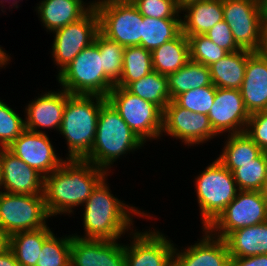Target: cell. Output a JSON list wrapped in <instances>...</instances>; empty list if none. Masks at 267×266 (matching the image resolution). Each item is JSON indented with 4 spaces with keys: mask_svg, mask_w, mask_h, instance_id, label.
<instances>
[{
    "mask_svg": "<svg viewBox=\"0 0 267 266\" xmlns=\"http://www.w3.org/2000/svg\"><path fill=\"white\" fill-rule=\"evenodd\" d=\"M108 173L85 159H66L44 177V199L50 217L73 213L83 206L97 184ZM56 215V216H55Z\"/></svg>",
    "mask_w": 267,
    "mask_h": 266,
    "instance_id": "obj_1",
    "label": "cell"
},
{
    "mask_svg": "<svg viewBox=\"0 0 267 266\" xmlns=\"http://www.w3.org/2000/svg\"><path fill=\"white\" fill-rule=\"evenodd\" d=\"M106 177L97 184L83 205L85 235H72L84 239L118 240L128 230L133 231V215L150 218V214L141 212L135 206L127 205L115 197L110 191Z\"/></svg>",
    "mask_w": 267,
    "mask_h": 266,
    "instance_id": "obj_2",
    "label": "cell"
},
{
    "mask_svg": "<svg viewBox=\"0 0 267 266\" xmlns=\"http://www.w3.org/2000/svg\"><path fill=\"white\" fill-rule=\"evenodd\" d=\"M144 144L107 100L99 111L93 147L84 159L109 173L120 156L141 149Z\"/></svg>",
    "mask_w": 267,
    "mask_h": 266,
    "instance_id": "obj_3",
    "label": "cell"
},
{
    "mask_svg": "<svg viewBox=\"0 0 267 266\" xmlns=\"http://www.w3.org/2000/svg\"><path fill=\"white\" fill-rule=\"evenodd\" d=\"M106 101L107 98L98 95L71 94L67 98L58 131L67 142L66 159H84L90 153L99 111Z\"/></svg>",
    "mask_w": 267,
    "mask_h": 266,
    "instance_id": "obj_4",
    "label": "cell"
},
{
    "mask_svg": "<svg viewBox=\"0 0 267 266\" xmlns=\"http://www.w3.org/2000/svg\"><path fill=\"white\" fill-rule=\"evenodd\" d=\"M202 228H208L240 191L230 172L217 158L195 178Z\"/></svg>",
    "mask_w": 267,
    "mask_h": 266,
    "instance_id": "obj_5",
    "label": "cell"
},
{
    "mask_svg": "<svg viewBox=\"0 0 267 266\" xmlns=\"http://www.w3.org/2000/svg\"><path fill=\"white\" fill-rule=\"evenodd\" d=\"M56 78L62 89L73 95L107 98L115 86L104 75L102 57L95 41L84 48Z\"/></svg>",
    "mask_w": 267,
    "mask_h": 266,
    "instance_id": "obj_6",
    "label": "cell"
},
{
    "mask_svg": "<svg viewBox=\"0 0 267 266\" xmlns=\"http://www.w3.org/2000/svg\"><path fill=\"white\" fill-rule=\"evenodd\" d=\"M99 32L124 47L141 46L143 16L131 0H95Z\"/></svg>",
    "mask_w": 267,
    "mask_h": 266,
    "instance_id": "obj_7",
    "label": "cell"
},
{
    "mask_svg": "<svg viewBox=\"0 0 267 266\" xmlns=\"http://www.w3.org/2000/svg\"><path fill=\"white\" fill-rule=\"evenodd\" d=\"M107 100L144 143L162 137L163 111L157 105L119 86L112 88Z\"/></svg>",
    "mask_w": 267,
    "mask_h": 266,
    "instance_id": "obj_8",
    "label": "cell"
},
{
    "mask_svg": "<svg viewBox=\"0 0 267 266\" xmlns=\"http://www.w3.org/2000/svg\"><path fill=\"white\" fill-rule=\"evenodd\" d=\"M44 195L0 193V227L9 235L47 226Z\"/></svg>",
    "mask_w": 267,
    "mask_h": 266,
    "instance_id": "obj_9",
    "label": "cell"
},
{
    "mask_svg": "<svg viewBox=\"0 0 267 266\" xmlns=\"http://www.w3.org/2000/svg\"><path fill=\"white\" fill-rule=\"evenodd\" d=\"M267 222V199L261 191H239L218 218L207 228L225 239L240 228Z\"/></svg>",
    "mask_w": 267,
    "mask_h": 266,
    "instance_id": "obj_10",
    "label": "cell"
},
{
    "mask_svg": "<svg viewBox=\"0 0 267 266\" xmlns=\"http://www.w3.org/2000/svg\"><path fill=\"white\" fill-rule=\"evenodd\" d=\"M223 15L236 44L258 52L264 24L260 0H223Z\"/></svg>",
    "mask_w": 267,
    "mask_h": 266,
    "instance_id": "obj_11",
    "label": "cell"
},
{
    "mask_svg": "<svg viewBox=\"0 0 267 266\" xmlns=\"http://www.w3.org/2000/svg\"><path fill=\"white\" fill-rule=\"evenodd\" d=\"M52 56L59 67L58 74L86 47L95 41L99 33V17L93 8L81 19L53 32Z\"/></svg>",
    "mask_w": 267,
    "mask_h": 266,
    "instance_id": "obj_12",
    "label": "cell"
},
{
    "mask_svg": "<svg viewBox=\"0 0 267 266\" xmlns=\"http://www.w3.org/2000/svg\"><path fill=\"white\" fill-rule=\"evenodd\" d=\"M163 133L193 146L218 136L207 114L194 113L171 100L163 111Z\"/></svg>",
    "mask_w": 267,
    "mask_h": 266,
    "instance_id": "obj_13",
    "label": "cell"
},
{
    "mask_svg": "<svg viewBox=\"0 0 267 266\" xmlns=\"http://www.w3.org/2000/svg\"><path fill=\"white\" fill-rule=\"evenodd\" d=\"M130 244H124L125 266H173L175 244L156 229L130 232Z\"/></svg>",
    "mask_w": 267,
    "mask_h": 266,
    "instance_id": "obj_14",
    "label": "cell"
},
{
    "mask_svg": "<svg viewBox=\"0 0 267 266\" xmlns=\"http://www.w3.org/2000/svg\"><path fill=\"white\" fill-rule=\"evenodd\" d=\"M214 132L236 134L245 132L250 114L240 90L216 87L213 105L208 113Z\"/></svg>",
    "mask_w": 267,
    "mask_h": 266,
    "instance_id": "obj_15",
    "label": "cell"
},
{
    "mask_svg": "<svg viewBox=\"0 0 267 266\" xmlns=\"http://www.w3.org/2000/svg\"><path fill=\"white\" fill-rule=\"evenodd\" d=\"M7 149L44 177L58 169L65 161L57 156L47 134L27 129Z\"/></svg>",
    "mask_w": 267,
    "mask_h": 266,
    "instance_id": "obj_16",
    "label": "cell"
},
{
    "mask_svg": "<svg viewBox=\"0 0 267 266\" xmlns=\"http://www.w3.org/2000/svg\"><path fill=\"white\" fill-rule=\"evenodd\" d=\"M2 191L11 194L44 195V176L7 148H0Z\"/></svg>",
    "mask_w": 267,
    "mask_h": 266,
    "instance_id": "obj_17",
    "label": "cell"
},
{
    "mask_svg": "<svg viewBox=\"0 0 267 266\" xmlns=\"http://www.w3.org/2000/svg\"><path fill=\"white\" fill-rule=\"evenodd\" d=\"M70 266H125L124 244L72 235Z\"/></svg>",
    "mask_w": 267,
    "mask_h": 266,
    "instance_id": "obj_18",
    "label": "cell"
},
{
    "mask_svg": "<svg viewBox=\"0 0 267 266\" xmlns=\"http://www.w3.org/2000/svg\"><path fill=\"white\" fill-rule=\"evenodd\" d=\"M199 242L173 252V266H231V256L224 239L214 236L207 228Z\"/></svg>",
    "mask_w": 267,
    "mask_h": 266,
    "instance_id": "obj_19",
    "label": "cell"
},
{
    "mask_svg": "<svg viewBox=\"0 0 267 266\" xmlns=\"http://www.w3.org/2000/svg\"><path fill=\"white\" fill-rule=\"evenodd\" d=\"M44 93L36 97L25 108V128L29 131L46 133L39 130L40 127L48 128L50 131L51 128L57 131L60 129L66 100L71 94L62 88L60 91Z\"/></svg>",
    "mask_w": 267,
    "mask_h": 266,
    "instance_id": "obj_20",
    "label": "cell"
},
{
    "mask_svg": "<svg viewBox=\"0 0 267 266\" xmlns=\"http://www.w3.org/2000/svg\"><path fill=\"white\" fill-rule=\"evenodd\" d=\"M240 92L250 115L267 111V59L259 52L247 59Z\"/></svg>",
    "mask_w": 267,
    "mask_h": 266,
    "instance_id": "obj_21",
    "label": "cell"
},
{
    "mask_svg": "<svg viewBox=\"0 0 267 266\" xmlns=\"http://www.w3.org/2000/svg\"><path fill=\"white\" fill-rule=\"evenodd\" d=\"M37 5L45 30L54 32L84 17L93 8L94 1L85 4L83 0H42Z\"/></svg>",
    "mask_w": 267,
    "mask_h": 266,
    "instance_id": "obj_22",
    "label": "cell"
},
{
    "mask_svg": "<svg viewBox=\"0 0 267 266\" xmlns=\"http://www.w3.org/2000/svg\"><path fill=\"white\" fill-rule=\"evenodd\" d=\"M182 33L189 36L207 33L215 24L223 20V0H201L191 3L181 10Z\"/></svg>",
    "mask_w": 267,
    "mask_h": 266,
    "instance_id": "obj_23",
    "label": "cell"
},
{
    "mask_svg": "<svg viewBox=\"0 0 267 266\" xmlns=\"http://www.w3.org/2000/svg\"><path fill=\"white\" fill-rule=\"evenodd\" d=\"M252 51L240 49L228 53L209 66L212 84L216 87L240 90L246 63Z\"/></svg>",
    "mask_w": 267,
    "mask_h": 266,
    "instance_id": "obj_24",
    "label": "cell"
},
{
    "mask_svg": "<svg viewBox=\"0 0 267 266\" xmlns=\"http://www.w3.org/2000/svg\"><path fill=\"white\" fill-rule=\"evenodd\" d=\"M224 240L231 258L267 254V222L235 230Z\"/></svg>",
    "mask_w": 267,
    "mask_h": 266,
    "instance_id": "obj_25",
    "label": "cell"
},
{
    "mask_svg": "<svg viewBox=\"0 0 267 266\" xmlns=\"http://www.w3.org/2000/svg\"><path fill=\"white\" fill-rule=\"evenodd\" d=\"M153 71L168 76L190 60L188 37L182 32L151 52Z\"/></svg>",
    "mask_w": 267,
    "mask_h": 266,
    "instance_id": "obj_26",
    "label": "cell"
},
{
    "mask_svg": "<svg viewBox=\"0 0 267 266\" xmlns=\"http://www.w3.org/2000/svg\"><path fill=\"white\" fill-rule=\"evenodd\" d=\"M45 226L32 231H20L10 235V249L20 266H35L43 243L54 233Z\"/></svg>",
    "mask_w": 267,
    "mask_h": 266,
    "instance_id": "obj_27",
    "label": "cell"
},
{
    "mask_svg": "<svg viewBox=\"0 0 267 266\" xmlns=\"http://www.w3.org/2000/svg\"><path fill=\"white\" fill-rule=\"evenodd\" d=\"M167 77L171 100L191 89L213 85L210 68L192 60H189L183 67Z\"/></svg>",
    "mask_w": 267,
    "mask_h": 266,
    "instance_id": "obj_28",
    "label": "cell"
},
{
    "mask_svg": "<svg viewBox=\"0 0 267 266\" xmlns=\"http://www.w3.org/2000/svg\"><path fill=\"white\" fill-rule=\"evenodd\" d=\"M227 136L222 154L217 159L230 172L236 169V163L253 162L263 152L245 132Z\"/></svg>",
    "mask_w": 267,
    "mask_h": 266,
    "instance_id": "obj_29",
    "label": "cell"
},
{
    "mask_svg": "<svg viewBox=\"0 0 267 266\" xmlns=\"http://www.w3.org/2000/svg\"><path fill=\"white\" fill-rule=\"evenodd\" d=\"M182 32L181 19H156L143 16L141 47L153 51Z\"/></svg>",
    "mask_w": 267,
    "mask_h": 266,
    "instance_id": "obj_30",
    "label": "cell"
},
{
    "mask_svg": "<svg viewBox=\"0 0 267 266\" xmlns=\"http://www.w3.org/2000/svg\"><path fill=\"white\" fill-rule=\"evenodd\" d=\"M126 89L141 99L154 103L162 111L171 101L168 77L156 71H152L145 77L130 83Z\"/></svg>",
    "mask_w": 267,
    "mask_h": 266,
    "instance_id": "obj_31",
    "label": "cell"
},
{
    "mask_svg": "<svg viewBox=\"0 0 267 266\" xmlns=\"http://www.w3.org/2000/svg\"><path fill=\"white\" fill-rule=\"evenodd\" d=\"M152 71L151 51L141 46L125 47L121 77L115 86L126 88Z\"/></svg>",
    "mask_w": 267,
    "mask_h": 266,
    "instance_id": "obj_32",
    "label": "cell"
},
{
    "mask_svg": "<svg viewBox=\"0 0 267 266\" xmlns=\"http://www.w3.org/2000/svg\"><path fill=\"white\" fill-rule=\"evenodd\" d=\"M232 174L240 191H261L267 178V152L253 162L236 163Z\"/></svg>",
    "mask_w": 267,
    "mask_h": 266,
    "instance_id": "obj_33",
    "label": "cell"
},
{
    "mask_svg": "<svg viewBox=\"0 0 267 266\" xmlns=\"http://www.w3.org/2000/svg\"><path fill=\"white\" fill-rule=\"evenodd\" d=\"M95 42L102 57L104 75L115 85L121 77L125 47L100 32L96 35Z\"/></svg>",
    "mask_w": 267,
    "mask_h": 266,
    "instance_id": "obj_34",
    "label": "cell"
},
{
    "mask_svg": "<svg viewBox=\"0 0 267 266\" xmlns=\"http://www.w3.org/2000/svg\"><path fill=\"white\" fill-rule=\"evenodd\" d=\"M64 237L53 233L43 243L35 266H70L72 235Z\"/></svg>",
    "mask_w": 267,
    "mask_h": 266,
    "instance_id": "obj_35",
    "label": "cell"
},
{
    "mask_svg": "<svg viewBox=\"0 0 267 266\" xmlns=\"http://www.w3.org/2000/svg\"><path fill=\"white\" fill-rule=\"evenodd\" d=\"M188 41L190 60L208 67L228 54L204 34L189 36Z\"/></svg>",
    "mask_w": 267,
    "mask_h": 266,
    "instance_id": "obj_36",
    "label": "cell"
},
{
    "mask_svg": "<svg viewBox=\"0 0 267 266\" xmlns=\"http://www.w3.org/2000/svg\"><path fill=\"white\" fill-rule=\"evenodd\" d=\"M216 86L208 85L191 89L178 95L174 101L182 108L194 113H209L215 98Z\"/></svg>",
    "mask_w": 267,
    "mask_h": 266,
    "instance_id": "obj_37",
    "label": "cell"
},
{
    "mask_svg": "<svg viewBox=\"0 0 267 266\" xmlns=\"http://www.w3.org/2000/svg\"><path fill=\"white\" fill-rule=\"evenodd\" d=\"M25 129V119L0 100V148H8Z\"/></svg>",
    "mask_w": 267,
    "mask_h": 266,
    "instance_id": "obj_38",
    "label": "cell"
},
{
    "mask_svg": "<svg viewBox=\"0 0 267 266\" xmlns=\"http://www.w3.org/2000/svg\"><path fill=\"white\" fill-rule=\"evenodd\" d=\"M139 13L156 19H181L175 0H131ZM180 16V17H179Z\"/></svg>",
    "mask_w": 267,
    "mask_h": 266,
    "instance_id": "obj_39",
    "label": "cell"
},
{
    "mask_svg": "<svg viewBox=\"0 0 267 266\" xmlns=\"http://www.w3.org/2000/svg\"><path fill=\"white\" fill-rule=\"evenodd\" d=\"M245 133L262 151L267 152V111L251 114Z\"/></svg>",
    "mask_w": 267,
    "mask_h": 266,
    "instance_id": "obj_40",
    "label": "cell"
},
{
    "mask_svg": "<svg viewBox=\"0 0 267 266\" xmlns=\"http://www.w3.org/2000/svg\"><path fill=\"white\" fill-rule=\"evenodd\" d=\"M206 35L213 43L226 50L228 53L235 52L241 48L236 44L228 24L222 20L215 24Z\"/></svg>",
    "mask_w": 267,
    "mask_h": 266,
    "instance_id": "obj_41",
    "label": "cell"
},
{
    "mask_svg": "<svg viewBox=\"0 0 267 266\" xmlns=\"http://www.w3.org/2000/svg\"><path fill=\"white\" fill-rule=\"evenodd\" d=\"M231 266H267V254L231 258Z\"/></svg>",
    "mask_w": 267,
    "mask_h": 266,
    "instance_id": "obj_42",
    "label": "cell"
},
{
    "mask_svg": "<svg viewBox=\"0 0 267 266\" xmlns=\"http://www.w3.org/2000/svg\"><path fill=\"white\" fill-rule=\"evenodd\" d=\"M0 266H20L16 261L15 255L11 249L0 253Z\"/></svg>",
    "mask_w": 267,
    "mask_h": 266,
    "instance_id": "obj_43",
    "label": "cell"
},
{
    "mask_svg": "<svg viewBox=\"0 0 267 266\" xmlns=\"http://www.w3.org/2000/svg\"><path fill=\"white\" fill-rule=\"evenodd\" d=\"M10 249V235L0 227V253Z\"/></svg>",
    "mask_w": 267,
    "mask_h": 266,
    "instance_id": "obj_44",
    "label": "cell"
},
{
    "mask_svg": "<svg viewBox=\"0 0 267 266\" xmlns=\"http://www.w3.org/2000/svg\"><path fill=\"white\" fill-rule=\"evenodd\" d=\"M258 52L267 59V24H263L261 45Z\"/></svg>",
    "mask_w": 267,
    "mask_h": 266,
    "instance_id": "obj_45",
    "label": "cell"
},
{
    "mask_svg": "<svg viewBox=\"0 0 267 266\" xmlns=\"http://www.w3.org/2000/svg\"><path fill=\"white\" fill-rule=\"evenodd\" d=\"M9 61H10V56L0 46V67L3 68V66L7 65Z\"/></svg>",
    "mask_w": 267,
    "mask_h": 266,
    "instance_id": "obj_46",
    "label": "cell"
},
{
    "mask_svg": "<svg viewBox=\"0 0 267 266\" xmlns=\"http://www.w3.org/2000/svg\"><path fill=\"white\" fill-rule=\"evenodd\" d=\"M201 0H175L177 7L182 10L187 5Z\"/></svg>",
    "mask_w": 267,
    "mask_h": 266,
    "instance_id": "obj_47",
    "label": "cell"
},
{
    "mask_svg": "<svg viewBox=\"0 0 267 266\" xmlns=\"http://www.w3.org/2000/svg\"><path fill=\"white\" fill-rule=\"evenodd\" d=\"M262 15H263V23L267 24V0H260Z\"/></svg>",
    "mask_w": 267,
    "mask_h": 266,
    "instance_id": "obj_48",
    "label": "cell"
},
{
    "mask_svg": "<svg viewBox=\"0 0 267 266\" xmlns=\"http://www.w3.org/2000/svg\"><path fill=\"white\" fill-rule=\"evenodd\" d=\"M4 1H5V2L10 1L11 4H12V6H13V7L15 6L14 8H19V7H18L19 0H18V1H17V0H1V1H0L1 7H2V8H1L2 10H1V11H2L3 13H4V11H3V8H4V6H3V2H4ZM12 1H13V2H12Z\"/></svg>",
    "mask_w": 267,
    "mask_h": 266,
    "instance_id": "obj_49",
    "label": "cell"
},
{
    "mask_svg": "<svg viewBox=\"0 0 267 266\" xmlns=\"http://www.w3.org/2000/svg\"><path fill=\"white\" fill-rule=\"evenodd\" d=\"M261 192H262V195L267 199V178L265 180V183H264V186H263Z\"/></svg>",
    "mask_w": 267,
    "mask_h": 266,
    "instance_id": "obj_50",
    "label": "cell"
},
{
    "mask_svg": "<svg viewBox=\"0 0 267 266\" xmlns=\"http://www.w3.org/2000/svg\"><path fill=\"white\" fill-rule=\"evenodd\" d=\"M2 186V172H1V160H0V189L1 188H3V187H1ZM2 191L0 190V193H1Z\"/></svg>",
    "mask_w": 267,
    "mask_h": 266,
    "instance_id": "obj_51",
    "label": "cell"
}]
</instances>
